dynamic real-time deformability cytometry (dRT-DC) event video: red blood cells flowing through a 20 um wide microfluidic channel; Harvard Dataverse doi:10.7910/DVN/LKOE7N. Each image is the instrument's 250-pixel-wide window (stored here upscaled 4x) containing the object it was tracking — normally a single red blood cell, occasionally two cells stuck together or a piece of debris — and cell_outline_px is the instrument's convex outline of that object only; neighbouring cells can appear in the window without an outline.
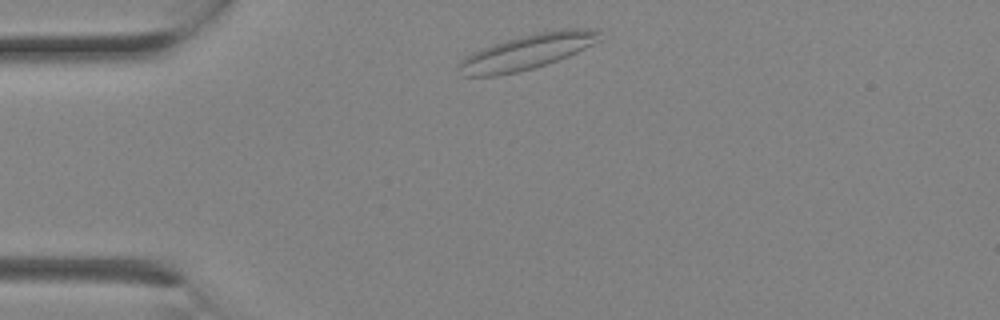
{"species": "Egyptian fruit bat (a non-hibernating species)", "species_latin": "Rousettus aegyptiacus", "temperature_condition": "room temperature", "stored_images_in_passage": 1, "camera_frame_rate_fps": 3000, "um_per_image_px": 0.085, "animal": {"sex": "female"}, "frame": {"image": 1, "passage_image": 1, "time_ms": 0.0, "image_size_px": [1000, 320], "cell_outline_px": [[600, 40], [568, 56], [548, 64], [520, 72], [500, 76], [460, 76], [456, 64], [460, 60], [472, 52], [480, 48], [536, 32], [560, 28], [600, 28]], "centroid_in_image_um": [44.79, 4.41], "position_along_channel_um": 40.2, "area_um2": 29.19}}